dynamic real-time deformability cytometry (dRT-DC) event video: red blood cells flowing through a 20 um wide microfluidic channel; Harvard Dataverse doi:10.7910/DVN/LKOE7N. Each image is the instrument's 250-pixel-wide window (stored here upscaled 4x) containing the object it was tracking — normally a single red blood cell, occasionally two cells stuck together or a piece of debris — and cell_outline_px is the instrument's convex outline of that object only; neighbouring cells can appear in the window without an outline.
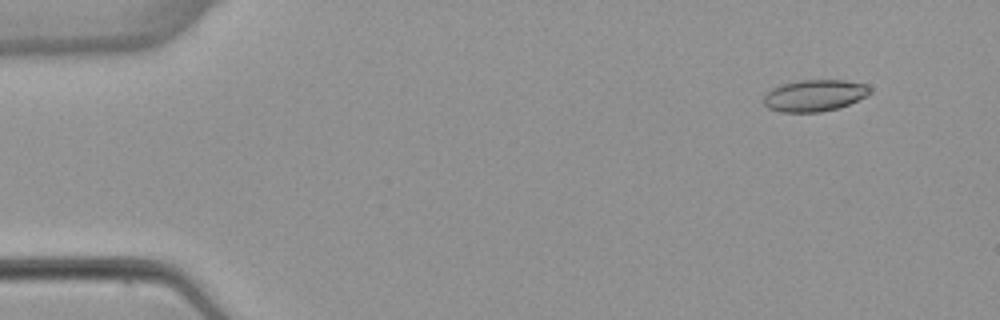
{"species": "common noctule bat (a hibernating species)", "species_latin": "Nyctalus noctula", "temperature_condition": "warm", "stored_images_in_passage": 6, "camera_frame_rate_fps": 3000, "um_per_image_px": 0.085, "animal": {"sex": "female", "body_mass_g": 22.7, "forearm_length_mm": 54.2}, "frame": {"image": 1, "passage_image": 2, "time_ms": 1.0, "image_size_px": [1000, 320], "cell_outline_px": [[872, 92], [868, 96], [848, 104], [836, 108], [820, 112], [780, 112], [768, 108], [764, 104], [764, 96], [772, 88], [784, 84], [800, 80], [844, 80], [864, 84], [872, 88]], "centroid_in_image_um": [69.26, 8.12], "position_along_channel_um": 15.7, "area_um2": 19.54}}
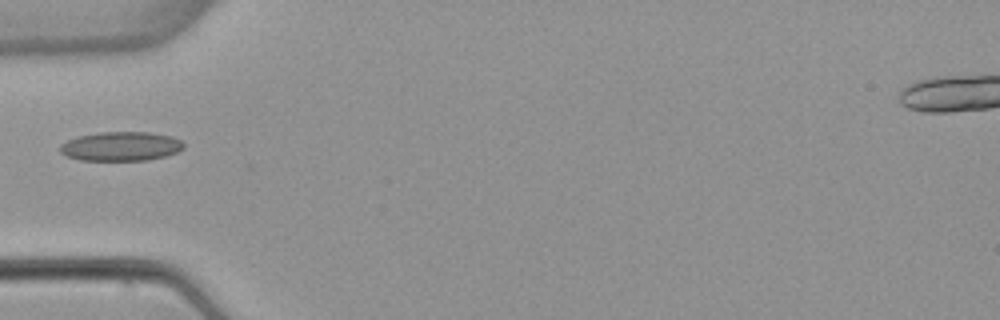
{"frame": {"image": 2, "passage_image": 5, "time_ms": 5.333, "image_size_px": [1000, 320], "cell_outline_px": [[184, 148], [176, 152], [164, 156], [148, 160], [80, 160], [68, 156], [60, 152], [60, 144], [76, 136], [100, 132], [148, 132], [172, 136], [180, 140], [184, 144]], "centroid_in_image_um": [10.27, 12.43], "position_along_channel_um": 74.7, "area_um2": 20.98}}
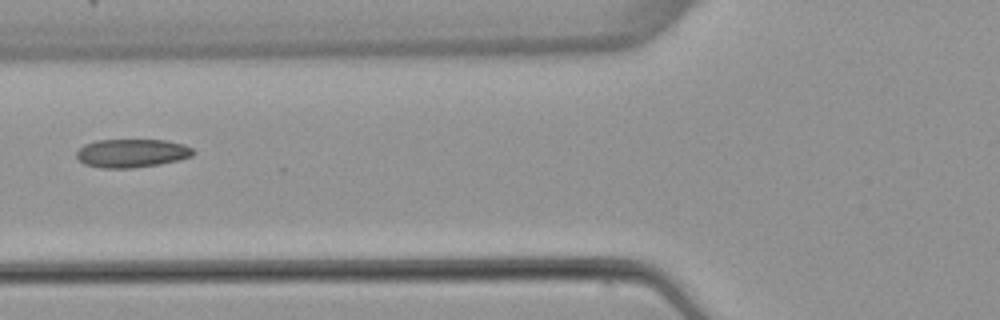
{"frame": {"image": 3, "passage_image": 6, "time_ms": 6.333, "image_size_px": [1000, 320], "cell_outline_px": [[196, 152], [192, 156], [180, 160], [160, 164], [132, 168], [100, 168], [84, 164], [76, 156], [76, 152], [84, 144], [96, 140], [164, 140], [184, 144], [192, 148]], "centroid_in_image_um": [11.22, 13.02], "position_along_channel_um": 114.6, "area_um2": 19.48}}